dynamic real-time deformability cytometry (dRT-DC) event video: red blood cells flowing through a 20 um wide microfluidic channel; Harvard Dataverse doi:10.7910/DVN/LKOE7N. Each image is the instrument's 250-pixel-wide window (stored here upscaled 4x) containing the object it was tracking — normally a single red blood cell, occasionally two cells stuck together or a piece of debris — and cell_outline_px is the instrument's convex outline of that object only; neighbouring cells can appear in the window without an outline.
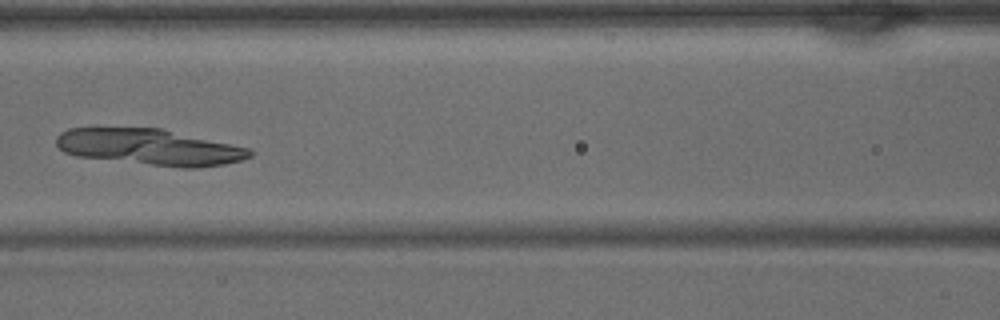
{"species": "common noctule bat (a hibernating species)", "species_latin": "Nyctalus noctula", "temperature_condition": "warm", "stored_images_in_passage": 42, "camera_frame_rate_fps": 3000, "um_per_image_px": 0.085, "animal": {"sex": "male", "body_mass_g": 15.6}, "frame": {"image": 1, "passage_image": 19, "time_ms": 6.0, "image_size_px": [1000, 320], "cell_outline_px": [[252, 156], [240, 160], [224, 164], [200, 168], [180, 168], [76, 156], [64, 152], [56, 144], [56, 136], [60, 132], [68, 128], [160, 128], [248, 148], [252, 152]], "centroid_in_image_um": [12.68, 12.51], "position_along_channel_um": 153.9, "area_um2": 40.58}}